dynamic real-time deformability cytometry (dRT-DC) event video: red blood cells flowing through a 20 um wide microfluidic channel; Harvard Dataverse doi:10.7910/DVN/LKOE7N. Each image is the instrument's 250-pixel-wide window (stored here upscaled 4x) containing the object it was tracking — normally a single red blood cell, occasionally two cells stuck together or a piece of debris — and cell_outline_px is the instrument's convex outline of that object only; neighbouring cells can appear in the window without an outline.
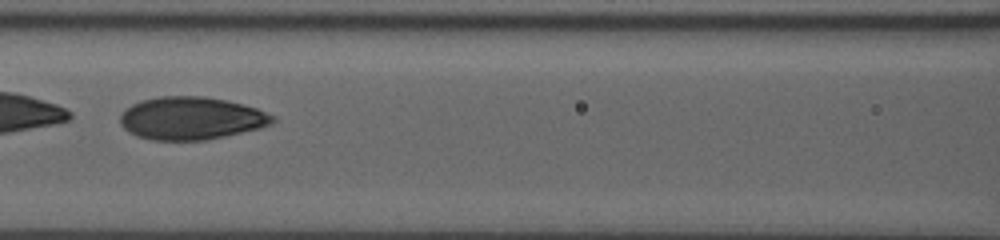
{"species": "human", "species_latin": "Homo sapiens", "temperature_condition": "room temperature", "stored_images_in_passage": 27, "camera_frame_rate_fps": 3000, "um_per_image_px": 0.085, "donor": {"sex": "male"}, "frame": {"image": 1, "passage_image": 12, "time_ms": 3.667, "image_size_px": [1000, 240], "cell_outline_px": [[276, 120], [272, 124], [260, 128], [224, 136], [204, 140], [152, 140], [136, 136], [128, 132], [120, 124], [120, 116], [132, 104], [140, 100], [160, 96], [204, 96], [224, 100], [256, 108], [276, 116]], "centroid_in_image_um": [16.25, 10.05], "position_along_channel_um": 150.4, "area_um2": 37.92}}
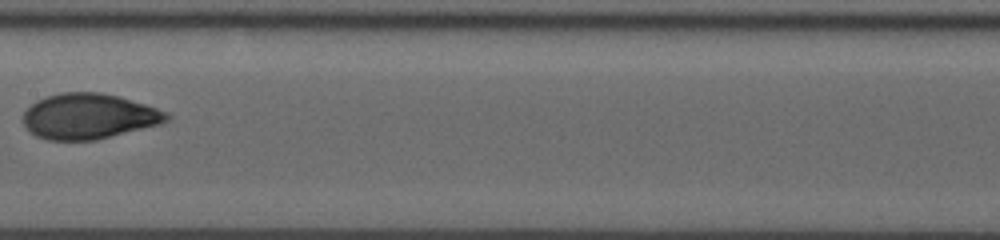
{"frame": {"image": 2, "passage_image": 14, "time_ms": 4.333, "image_size_px": [1000, 240], "cell_outline_px": [[172, 116], [168, 120], [160, 124], [96, 140], [48, 140], [36, 136], [24, 124], [24, 112], [36, 100], [60, 92], [100, 92], [116, 96], [144, 104], [168, 112]], "centroid_in_image_um": [7.56, 9.89], "position_along_channel_um": 199.8, "area_um2": 37.74}}
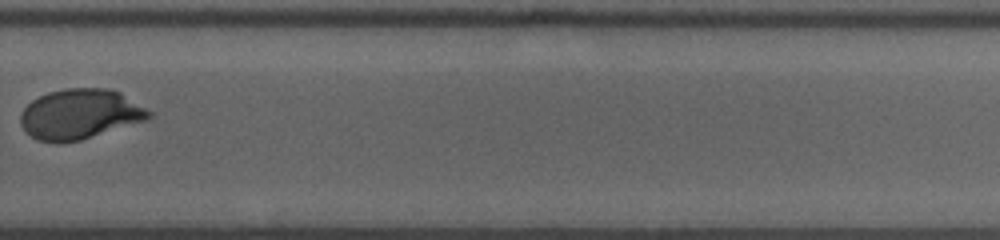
{"frame": {"image": 3, "passage_image": 19, "time_ms": 6.0, "image_size_px": [1000, 240], "cell_outline_px": [[156, 116], [144, 120], [80, 140], [56, 144], [36, 140], [20, 124], [20, 116], [24, 108], [32, 100], [48, 92], [64, 88], [108, 88], [120, 92], [152, 112]], "centroid_in_image_um": [6.78, 9.7], "position_along_channel_um": 323.0, "area_um2": 37.34}}